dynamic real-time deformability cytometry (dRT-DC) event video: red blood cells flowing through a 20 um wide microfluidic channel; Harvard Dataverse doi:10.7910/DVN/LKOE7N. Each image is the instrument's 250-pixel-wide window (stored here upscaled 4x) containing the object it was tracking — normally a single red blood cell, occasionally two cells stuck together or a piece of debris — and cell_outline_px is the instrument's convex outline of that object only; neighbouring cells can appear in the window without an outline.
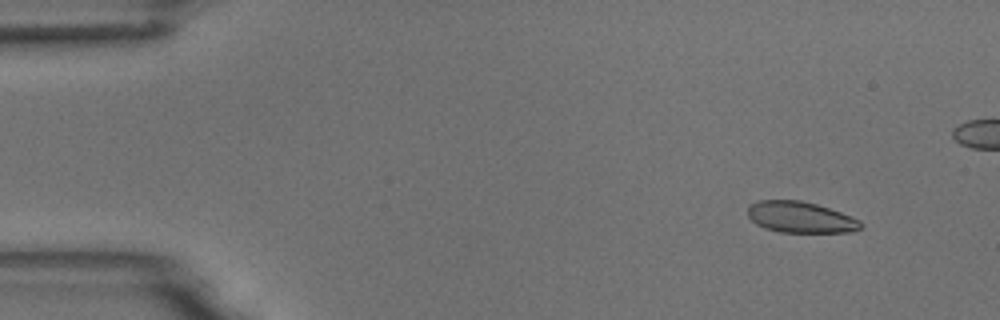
{"species": "common noctule bat (a hibernating species)", "species_latin": "Nyctalus noctula", "temperature_condition": "room temperature", "stored_images_in_passage": 18, "camera_frame_rate_fps": 3000, "um_per_image_px": 0.085, "animal": {"sex": "male", "body_mass_g": 18.8}, "frame": {"image": 1, "passage_image": 6, "time_ms": 1.667, "image_size_px": [1000, 320], "cell_outline_px": [[864, 224], [860, 228], [848, 232], [780, 232], [764, 228], [756, 224], [748, 216], [748, 204], [760, 200], [800, 200], [816, 204], [852, 216], [860, 220]], "centroid_in_image_um": [68.02, 18.46], "position_along_channel_um": 17.0, "area_um2": 20.52}}